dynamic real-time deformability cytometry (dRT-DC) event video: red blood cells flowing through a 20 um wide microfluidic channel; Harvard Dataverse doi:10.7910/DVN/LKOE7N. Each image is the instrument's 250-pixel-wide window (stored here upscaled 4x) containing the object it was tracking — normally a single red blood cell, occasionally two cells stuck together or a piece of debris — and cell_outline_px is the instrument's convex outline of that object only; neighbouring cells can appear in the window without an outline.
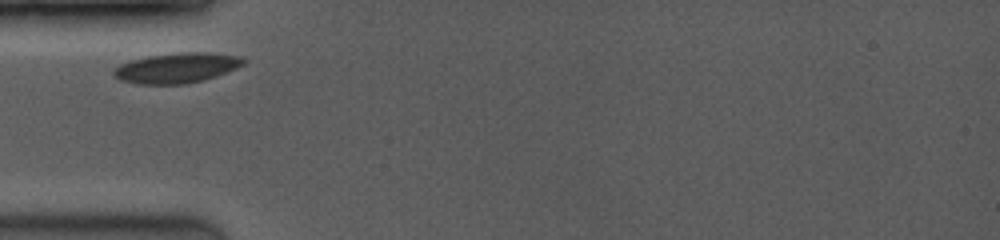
{"species": "common noctule bat (a hibernating species)", "species_latin": "Nyctalus noctula", "temperature_condition": "room temperature", "stored_images_in_passage": 16, "camera_frame_rate_fps": 3500, "um_per_image_px": 0.085, "animal": {"sex": "female", "body_mass_g": 19.0, "forearm_length_mm": 53.3}, "frame": {"image": 1, "passage_image": 1, "time_ms": 0.0, "image_size_px": [1000, 240], "cell_outline_px": [[248, 60], [244, 64], [236, 68], [216, 76], [184, 84], [140, 84], [120, 80], [112, 72], [112, 68], [120, 64], [132, 60], [148, 56], [180, 52], [208, 52], [244, 56]], "centroid_in_image_um": [15.06, 5.75], "position_along_channel_um": 69.9, "area_um2": 22.83}}
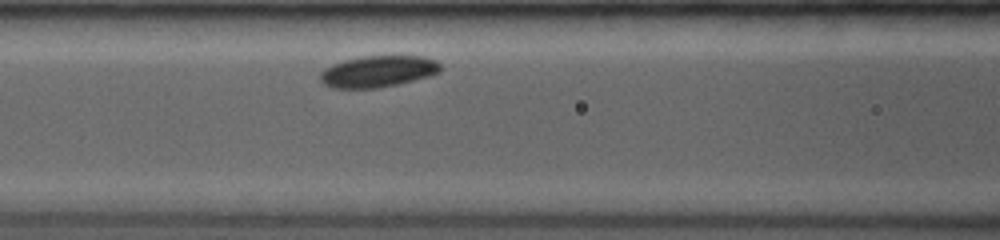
{"frame": {"image": 2, "passage_image": 10, "time_ms": 1.714, "image_size_px": [1000, 240], "cell_outline_px": [[440, 72], [428, 76], [400, 84], [376, 88], [332, 88], [324, 84], [320, 80], [320, 72], [324, 68], [332, 64], [344, 60], [364, 56], [424, 56], [436, 60], [440, 64]], "centroid_in_image_um": [32.12, 6.07], "position_along_channel_um": 134.5, "area_um2": 22.14}}
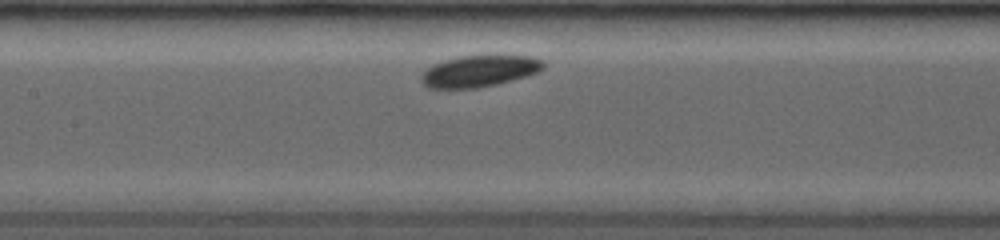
{"frame": {"image": 3, "passage_image": 14, "time_ms": 2.571, "image_size_px": [1000, 240], "cell_outline_px": [[544, 68], [528, 76], [496, 84], [476, 88], [428, 88], [420, 80], [420, 76], [432, 64], [444, 60], [460, 56], [496, 52], [504, 52], [532, 56], [544, 60]], "centroid_in_image_um": [40.82, 5.97], "position_along_channel_um": 166.6, "area_um2": 23.47}}